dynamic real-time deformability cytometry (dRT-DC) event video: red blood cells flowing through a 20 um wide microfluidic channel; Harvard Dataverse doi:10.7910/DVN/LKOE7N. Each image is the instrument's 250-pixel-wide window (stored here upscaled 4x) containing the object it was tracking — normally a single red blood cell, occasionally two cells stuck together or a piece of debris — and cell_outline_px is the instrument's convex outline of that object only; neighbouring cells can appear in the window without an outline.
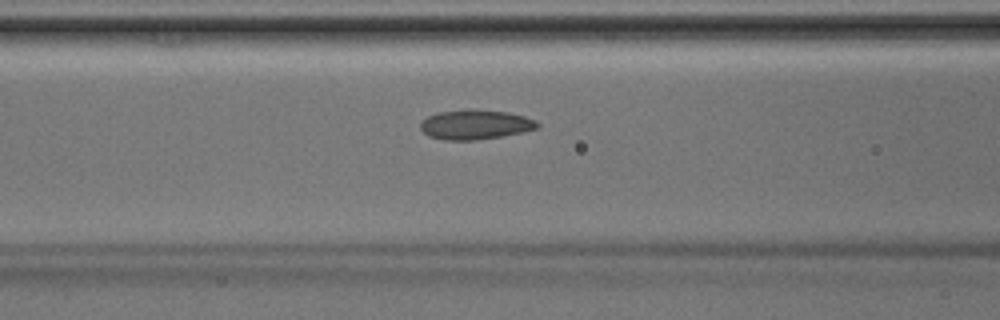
{"species": "Egyptian fruit bat (a non-hibernating species)", "species_latin": "Rousettus aegyptiacus", "temperature_condition": "room temperature", "stored_images_in_passage": 31, "camera_frame_rate_fps": 3000, "um_per_image_px": 0.085, "animal": {"sex": "male"}, "frame": {"image": 1, "passage_image": 13, "time_ms": 4.0, "image_size_px": [1000, 320], "cell_outline_px": [[540, 128], [524, 132], [476, 140], [444, 140], [428, 136], [420, 128], [420, 124], [428, 116], [436, 112], [508, 112], [524, 116], [536, 120], [540, 124]], "centroid_in_image_um": [40.44, 10.64], "position_along_channel_um": 126.2, "area_um2": 19.42}}
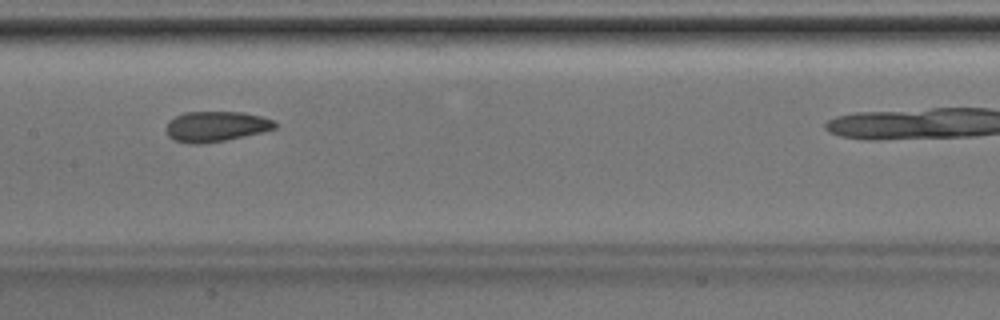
{"frame": {"image": 2, "passage_image": 17, "time_ms": 5.333, "image_size_px": [1000, 320], "cell_outline_px": [[276, 128], [264, 132], [204, 144], [188, 144], [172, 140], [168, 136], [164, 128], [168, 120], [184, 112], [244, 112], [264, 116], [272, 120], [276, 124]], "centroid_in_image_um": [18.31, 10.75], "position_along_channel_um": 189.1, "area_um2": 19.59}}
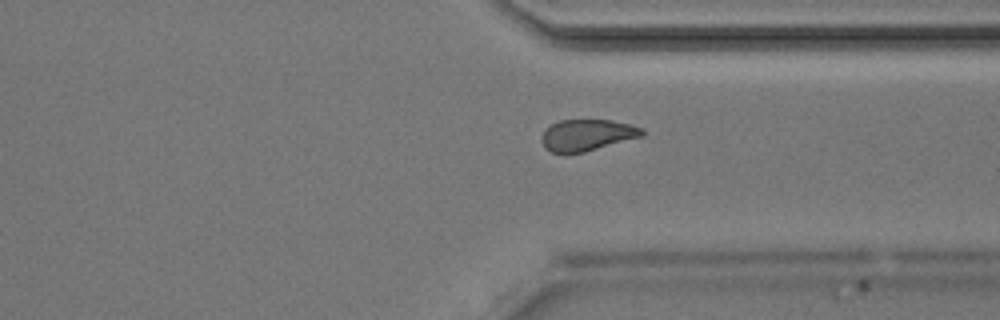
{"frame": {"image": 3, "passage_image": 28, "time_ms": 9.0, "image_size_px": [1000, 320], "cell_outline_px": [[644, 136], [584, 152], [552, 152], [544, 148], [540, 140], [544, 132], [552, 124], [560, 120], [612, 120], [644, 128]], "centroid_in_image_um": [49.93, 11.47], "position_along_channel_um": 361.5, "area_um2": 18.26}}